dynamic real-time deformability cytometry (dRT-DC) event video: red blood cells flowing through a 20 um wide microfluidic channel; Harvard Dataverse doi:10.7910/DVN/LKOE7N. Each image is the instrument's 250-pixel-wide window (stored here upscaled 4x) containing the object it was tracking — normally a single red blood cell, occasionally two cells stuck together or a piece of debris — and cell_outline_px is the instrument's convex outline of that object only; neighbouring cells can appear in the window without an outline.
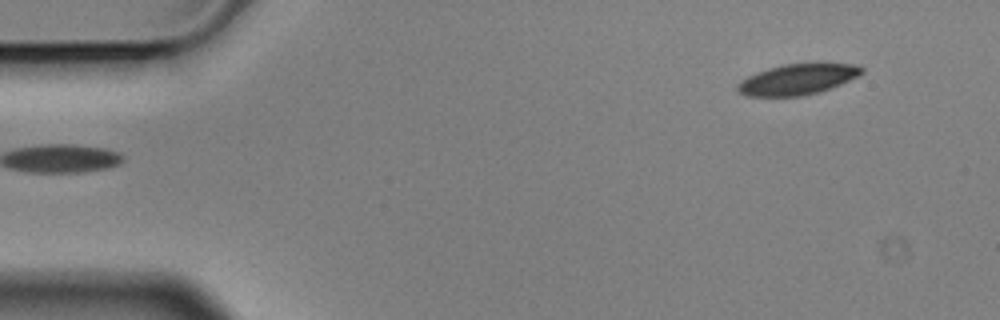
{"species": "Egyptian fruit bat (a non-hibernating species)", "species_latin": "Rousettus aegyptiacus", "temperature_condition": "cold", "stored_images_in_passage": 4, "segment_of_instrument_passage": [2, 2], "camera_frame_rate_fps": 3000, "um_per_image_px": 0.085, "animal": {"sex": "male"}, "frame": {"image": 1, "passage_image": 4, "time_ms": 1.0, "image_size_px": [1000, 320], "cell_outline_px": [[864, 72], [840, 84], [820, 92], [804, 96], [744, 96], [736, 92], [736, 84], [740, 80], [756, 72], [768, 68], [784, 64], [860, 64], [864, 68]], "centroid_in_image_um": [67.73, 6.76], "position_along_channel_um": 17.3, "area_um2": 22.25}}